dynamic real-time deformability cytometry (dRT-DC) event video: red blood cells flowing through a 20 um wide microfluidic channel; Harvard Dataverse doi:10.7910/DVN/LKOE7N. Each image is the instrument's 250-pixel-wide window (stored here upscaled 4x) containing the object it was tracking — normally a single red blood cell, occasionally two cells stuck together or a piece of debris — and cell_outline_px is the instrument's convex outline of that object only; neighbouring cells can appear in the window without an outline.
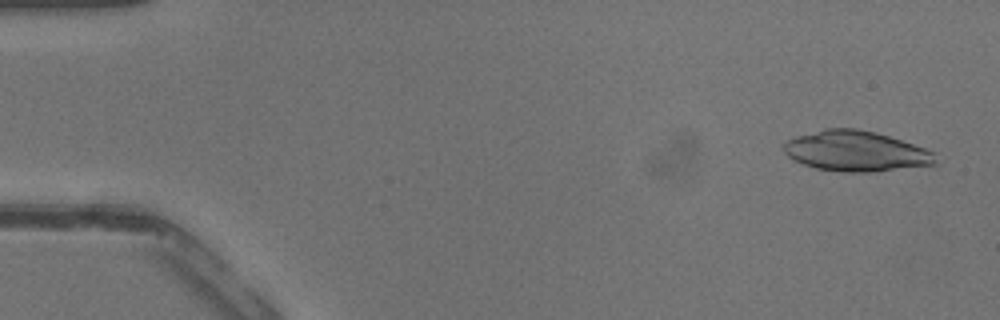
{"species": "common noctule bat (a hibernating species)", "species_latin": "Nyctalus noctula", "temperature_condition": "warm", "stored_images_in_passage": 25, "camera_frame_rate_fps": 3000, "um_per_image_px": 0.085, "animal": {"sex": "male", "body_mass_g": 13.3}, "frame": {"image": 1, "passage_image": 2, "time_ms": 0.333, "image_size_px": [1000, 320], "cell_outline_px": [[936, 164], [872, 172], [844, 172], [816, 168], [804, 164], [788, 156], [784, 152], [784, 144], [788, 140], [796, 136], [824, 128], [856, 128], [876, 132], [924, 148], [932, 152]], "centroid_in_image_um": [72.71, 12.84], "position_along_channel_um": 12.3, "area_um2": 35.26}}
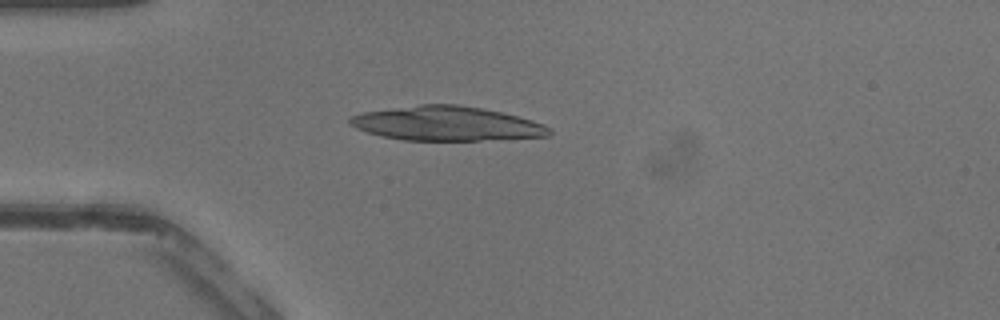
{"frame": {"image": 2, "passage_image": 11, "time_ms": 3.333, "image_size_px": [1000, 320], "cell_outline_px": [[552, 132], [548, 136], [480, 140], [404, 140], [384, 136], [368, 132], [356, 128], [348, 124], [348, 120], [352, 116], [364, 112], [420, 104], [460, 104], [500, 112], [532, 120], [552, 128]], "centroid_in_image_um": [37.96, 10.5], "position_along_channel_um": 47.0, "area_um2": 39.54}}